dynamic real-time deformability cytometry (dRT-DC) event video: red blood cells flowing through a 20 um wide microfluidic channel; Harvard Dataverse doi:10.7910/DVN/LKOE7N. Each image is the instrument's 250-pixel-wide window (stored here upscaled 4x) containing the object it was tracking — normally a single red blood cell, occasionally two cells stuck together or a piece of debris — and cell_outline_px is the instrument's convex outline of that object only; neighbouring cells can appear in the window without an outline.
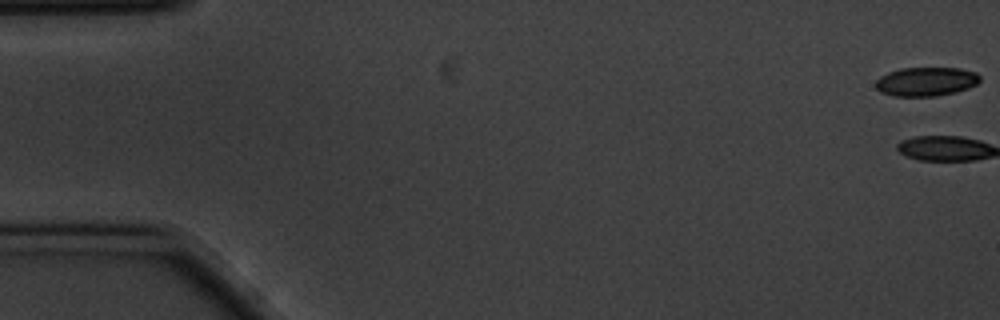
{"species": "common noctule bat (a hibernating species)", "species_latin": "Nyctalus noctula", "temperature_condition": "cold", "stored_images_in_passage": 58, "camera_frame_rate_fps": 3000, "um_per_image_px": 0.085, "animal": {"sex": "male", "body_mass_g": 20.1, "forearm_length_mm": 53.5}, "frame": {"image": 1, "passage_image": 1, "time_ms": 0.0, "image_size_px": [1000, 320], "cell_outline_px": [[980, 80], [976, 84], [968, 88], [956, 92], [936, 96], [892, 96], [880, 92], [876, 88], [876, 80], [880, 76], [888, 72], [900, 68], [960, 68], [976, 72], [980, 76]], "centroid_in_image_um": [78.71, 6.93], "position_along_channel_um": 6.3, "area_um2": 17.69}}